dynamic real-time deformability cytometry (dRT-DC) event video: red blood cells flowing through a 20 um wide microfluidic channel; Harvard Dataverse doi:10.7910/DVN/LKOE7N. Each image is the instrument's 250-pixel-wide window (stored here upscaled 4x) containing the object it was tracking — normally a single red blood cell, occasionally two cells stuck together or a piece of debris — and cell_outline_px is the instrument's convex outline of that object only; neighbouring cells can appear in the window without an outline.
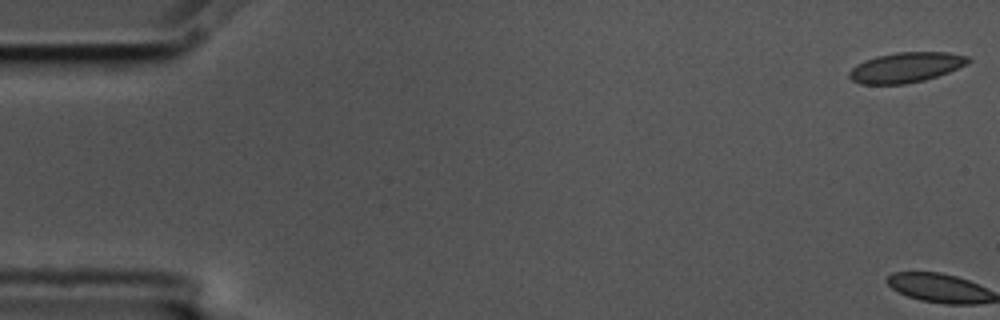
{"species": "common noctule bat (a hibernating species)", "species_latin": "Nyctalus noctula", "temperature_condition": "cold", "stored_images_in_passage": 2, "camera_frame_rate_fps": 3000, "um_per_image_px": 0.085, "animal": {"sex": "male", "body_mass_g": 17.5, "forearm_length_mm": 52.3}, "frame": {"image": 1, "passage_image": 1, "time_ms": 0.0, "image_size_px": [1000, 320], "cell_outline_px": [[972, 60], [968, 64], [948, 72], [924, 80], [904, 84], [860, 84], [852, 80], [848, 76], [848, 72], [856, 64], [864, 60], [876, 56], [896, 52], [948, 52], [968, 56]], "centroid_in_image_um": [76.99, 5.72], "position_along_channel_um": 8.0, "area_um2": 20.98}}